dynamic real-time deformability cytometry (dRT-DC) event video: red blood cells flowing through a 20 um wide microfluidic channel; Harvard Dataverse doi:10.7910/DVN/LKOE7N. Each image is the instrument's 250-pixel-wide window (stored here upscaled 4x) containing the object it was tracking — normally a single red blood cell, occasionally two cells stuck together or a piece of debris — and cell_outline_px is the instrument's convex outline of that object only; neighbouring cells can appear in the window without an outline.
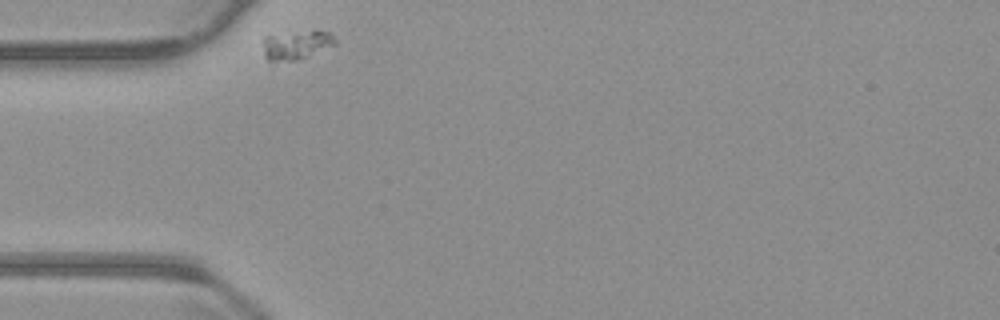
{"species": "common noctule bat (a hibernating species)", "species_latin": "Nyctalus noctula", "temperature_condition": "warm", "stored_images_in_passage": 34, "camera_frame_rate_fps": 3000, "um_per_image_px": 0.085, "animal": {"sex": "male", "body_mass_g": 23.1, "forearm_length_mm": 52.7}, "frame": {"image": 1, "passage_image": 1, "time_ms": 0.0, "image_size_px": [1000, 320], "cell_outline_px": [[336, 44], [308, 56], [296, 60], [268, 60], [264, 56], [264, 36], [312, 28], [316, 28], [328, 32], [336, 40]], "centroid_in_image_um": [25.22, 3.75], "position_along_channel_um": 59.8, "area_um2": 12.37}}
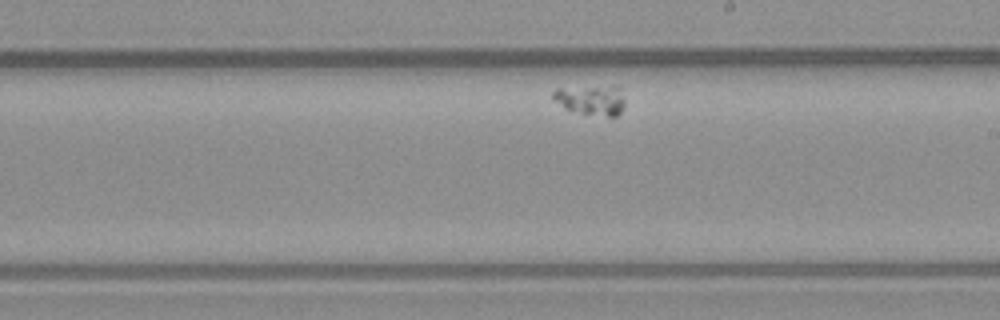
{"frame": {"image": 2, "passage_image": 20, "time_ms": 6.333, "image_size_px": [1000, 320], "cell_outline_px": [[624, 104], [620, 112], [616, 116], [608, 116], [584, 112], [564, 108], [552, 100], [552, 92], [556, 88], [616, 84], [620, 88], [624, 100]], "centroid_in_image_um": [50.24, 8.43], "position_along_channel_um": 238.8, "area_um2": 12.72}}
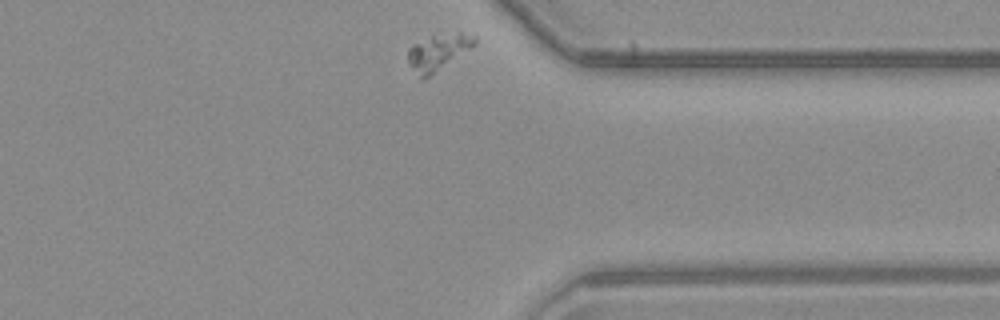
{"frame": {"image": 3, "passage_image": 34, "time_ms": 11.0, "image_size_px": [1000, 320], "cell_outline_px": [[476, 40], [468, 48], [424, 80], [420, 80], [408, 64], [408, 48], [412, 44], [432, 36], [460, 32], [476, 36]], "centroid_in_image_um": [37.14, 4.45], "position_along_channel_um": 374.3, "area_um2": 13.53}}